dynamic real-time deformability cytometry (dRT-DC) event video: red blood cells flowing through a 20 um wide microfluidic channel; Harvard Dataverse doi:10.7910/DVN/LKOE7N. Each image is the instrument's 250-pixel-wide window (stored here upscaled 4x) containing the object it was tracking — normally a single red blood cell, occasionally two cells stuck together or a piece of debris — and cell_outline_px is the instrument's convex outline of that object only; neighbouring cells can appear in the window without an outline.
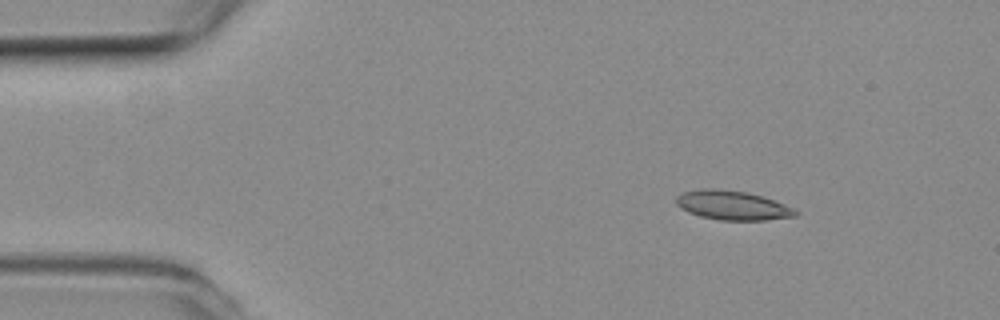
{"species": "common noctule bat (a hibernating species)", "species_latin": "Nyctalus noctula", "temperature_condition": "room temperature", "stored_images_in_passage": 10, "camera_frame_rate_fps": 3000, "um_per_image_px": 0.085, "animal": {"sex": "female", "body_mass_g": 19.3, "forearm_length_mm": 54.1}, "frame": {"image": 1, "passage_image": 2, "time_ms": 0.333, "image_size_px": [1000, 320], "cell_outline_px": [[800, 212], [796, 216], [764, 220], [720, 220], [700, 216], [688, 212], [680, 208], [676, 204], [676, 196], [684, 192], [700, 188], [712, 188], [748, 192], [764, 196], [784, 204]], "centroid_in_image_um": [62.25, 17.44], "position_along_channel_um": 22.8, "area_um2": 20.4}}
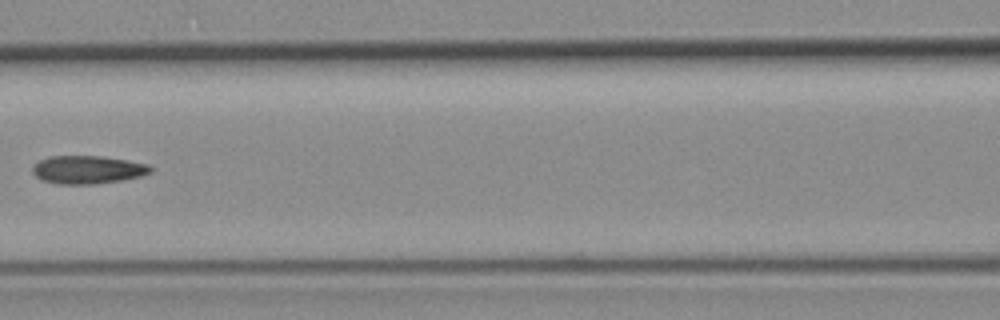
{"frame": {"image": 2, "passage_image": 6, "time_ms": 1.667, "image_size_px": [1000, 320], "cell_outline_px": [[152, 172], [140, 176], [120, 180], [96, 184], [56, 184], [44, 180], [36, 176], [32, 172], [32, 168], [40, 160], [48, 156], [104, 156], [128, 160], [148, 164], [152, 168]], "centroid_in_image_um": [7.46, 14.42], "position_along_channel_um": 159.1, "area_um2": 19.31}}
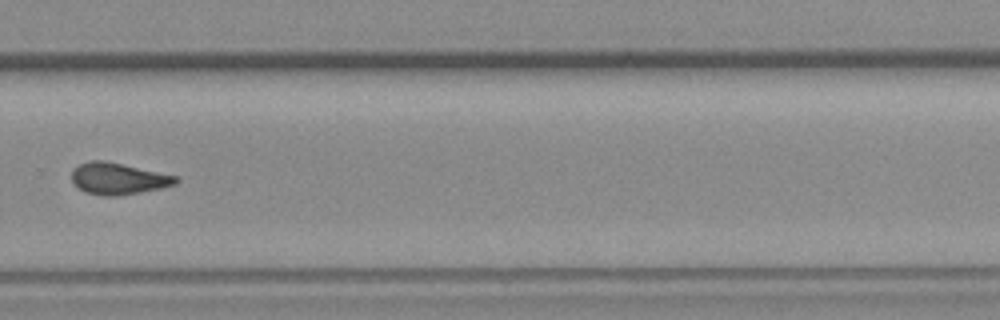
{"frame": {"image": 3, "passage_image": 10, "time_ms": 3.0, "image_size_px": [1000, 320], "cell_outline_px": [[180, 180], [176, 184], [160, 188], [140, 192], [116, 196], [104, 196], [84, 192], [72, 184], [72, 168], [88, 160], [104, 160], [176, 176]], "centroid_in_image_um": [9.99, 15.18], "position_along_channel_um": 319.8, "area_um2": 19.19}}